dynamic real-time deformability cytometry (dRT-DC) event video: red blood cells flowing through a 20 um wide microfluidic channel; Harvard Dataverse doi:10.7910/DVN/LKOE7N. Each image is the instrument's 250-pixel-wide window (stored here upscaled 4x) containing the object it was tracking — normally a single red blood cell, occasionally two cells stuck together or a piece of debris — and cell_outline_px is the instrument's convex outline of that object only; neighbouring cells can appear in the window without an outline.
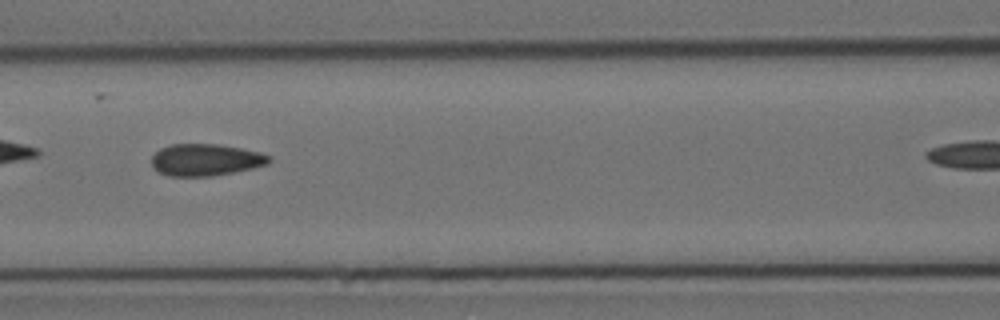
{"species": "Egyptian fruit bat (a non-hibernating species)", "species_latin": "Rousettus aegyptiacus", "temperature_condition": "cold", "stored_images_in_passage": 5, "segment_of_instrument_passage": [1, 2], "camera_frame_rate_fps": 3000, "um_per_image_px": 0.085, "animal": {"sex": "female"}, "frame": {"image": 1, "passage_image": 4, "time_ms": 3.667, "image_size_px": [1000, 320], "cell_outline_px": [[272, 160], [268, 164], [252, 168], [212, 176], [168, 176], [152, 168], [152, 156], [160, 148], [172, 144], [220, 144], [260, 152], [272, 156]], "centroid_in_image_um": [17.49, 13.58], "position_along_channel_um": 149.1, "area_um2": 21.91}}